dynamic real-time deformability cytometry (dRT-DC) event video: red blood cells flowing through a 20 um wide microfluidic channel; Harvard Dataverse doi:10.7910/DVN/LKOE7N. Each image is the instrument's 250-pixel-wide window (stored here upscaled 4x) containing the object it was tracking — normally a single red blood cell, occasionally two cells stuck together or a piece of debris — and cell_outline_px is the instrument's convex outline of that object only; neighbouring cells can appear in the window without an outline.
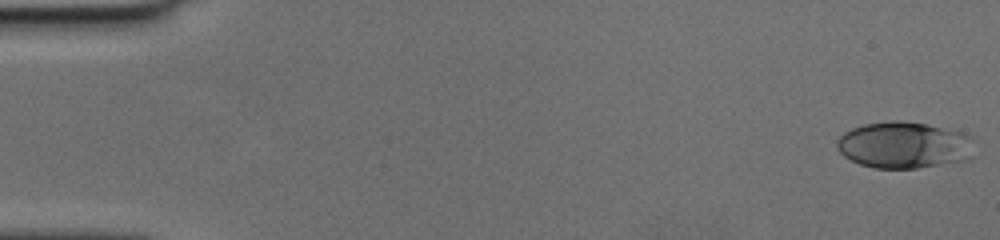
{"species": "human", "species_latin": "Homo sapiens", "temperature_condition": "cold", "stored_images_in_passage": 50, "camera_frame_rate_fps": 3000, "um_per_image_px": 0.085, "donor": {"sex": "female"}, "frame": {"image": 1, "passage_image": 1, "time_ms": 0.0, "image_size_px": [1000, 240], "cell_outline_px": [[972, 140], [964, 160], [916, 168], [876, 168], [860, 164], [844, 156], [836, 148], [836, 140], [844, 132], [852, 128], [864, 124], [896, 120], [900, 120], [928, 124], [960, 132], [972, 136]], "centroid_in_image_um": [76.74, 12.31], "position_along_channel_um": 8.3, "area_um2": 36.7}}
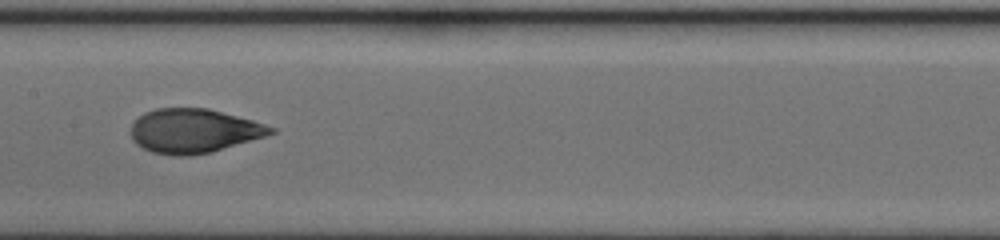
{"frame": {"image": 2, "passage_image": 26, "time_ms": 8.333, "image_size_px": [1000, 240], "cell_outline_px": [[276, 132], [264, 136], [212, 152], [192, 156], [172, 156], [152, 152], [136, 144], [132, 140], [132, 124], [144, 112], [156, 108], [208, 108], [252, 120], [276, 128]], "centroid_in_image_um": [16.46, 11.13], "position_along_channel_um": 190.9, "area_um2": 35.89}}
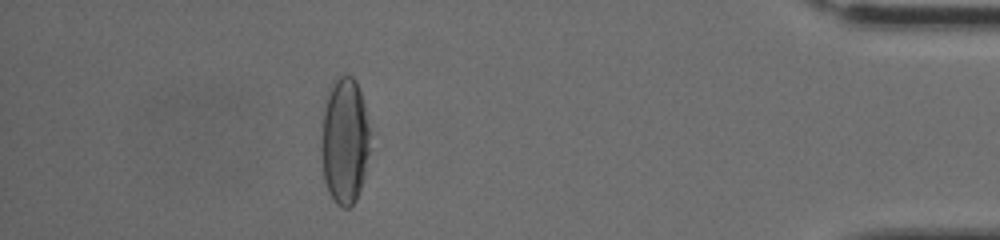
{"frame": {"image": 3, "passage_image": 45, "time_ms": 14.667, "image_size_px": [1000, 240], "cell_outline_px": [[368, 152], [364, 176], [356, 200], [348, 208], [344, 208], [336, 204], [328, 192], [324, 180], [320, 140], [324, 100], [328, 88], [332, 80], [336, 76], [352, 76], [356, 80], [364, 104], [368, 128]], "centroid_in_image_um": [29.24, 11.94], "position_along_channel_um": 406.0, "area_um2": 36.18}}